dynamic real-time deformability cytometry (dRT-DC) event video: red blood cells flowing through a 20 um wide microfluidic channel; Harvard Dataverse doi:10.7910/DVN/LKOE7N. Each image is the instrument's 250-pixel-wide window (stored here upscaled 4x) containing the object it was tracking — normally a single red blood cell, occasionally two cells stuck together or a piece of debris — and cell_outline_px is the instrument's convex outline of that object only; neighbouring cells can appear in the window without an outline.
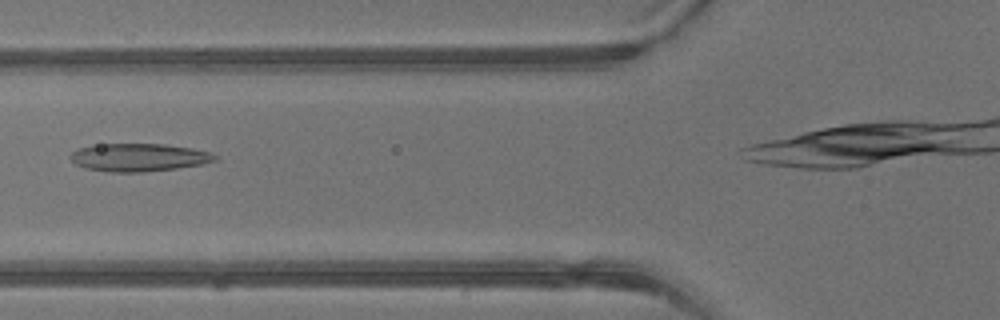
{"species": "common noctule bat (a hibernating species)", "species_latin": "Nyctalus noctula", "temperature_condition": "warm", "stored_images_in_passage": 4, "camera_frame_rate_fps": 3000, "um_per_image_px": 0.085, "animal": {"sex": "male", "body_mass_g": 13.3}, "frame": {"image": 1, "passage_image": 3, "time_ms": 0.667, "image_size_px": [1000, 320], "cell_outline_px": [[216, 160], [200, 164], [176, 168], [144, 172], [108, 172], [84, 168], [76, 164], [68, 156], [72, 152], [80, 148], [100, 144], [164, 144], [192, 148], [212, 152], [216, 156]], "centroid_in_image_um": [11.78, 13.38], "position_along_channel_um": 114.0, "area_um2": 23.41}}